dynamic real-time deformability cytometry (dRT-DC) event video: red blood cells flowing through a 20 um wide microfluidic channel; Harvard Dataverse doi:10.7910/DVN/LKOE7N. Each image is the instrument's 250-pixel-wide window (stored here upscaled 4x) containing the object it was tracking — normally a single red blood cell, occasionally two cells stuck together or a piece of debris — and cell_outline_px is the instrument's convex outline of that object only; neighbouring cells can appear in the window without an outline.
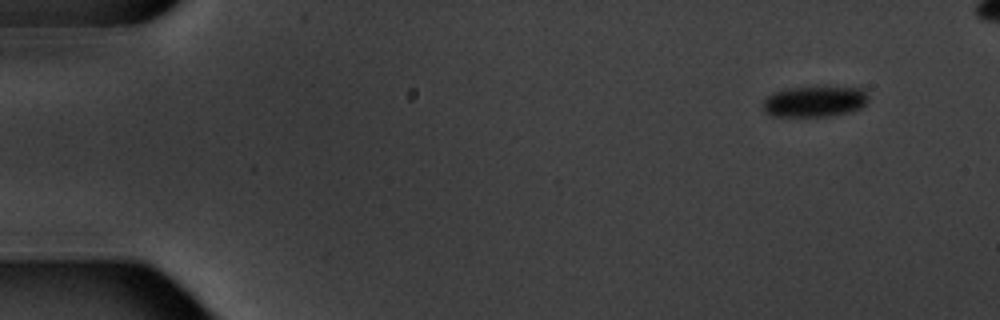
{"species": "common noctule bat (a hibernating species)", "species_latin": "Nyctalus noctula", "temperature_condition": "warm", "stored_images_in_passage": 10, "camera_frame_rate_fps": 3000, "um_per_image_px": 0.085, "animal": {"sex": "male", "body_mass_g": 20.1, "forearm_length_mm": 53.5}, "frame": {"image": 1, "passage_image": 1, "time_ms": 0.0, "image_size_px": [1000, 320], "cell_outline_px": [[868, 100], [860, 108], [848, 112], [828, 116], [772, 116], [764, 112], [764, 100], [772, 92], [788, 88], [816, 84], [864, 88], [868, 96]], "centroid_in_image_um": [69.26, 8.57], "position_along_channel_um": 15.7, "area_um2": 19.71}}